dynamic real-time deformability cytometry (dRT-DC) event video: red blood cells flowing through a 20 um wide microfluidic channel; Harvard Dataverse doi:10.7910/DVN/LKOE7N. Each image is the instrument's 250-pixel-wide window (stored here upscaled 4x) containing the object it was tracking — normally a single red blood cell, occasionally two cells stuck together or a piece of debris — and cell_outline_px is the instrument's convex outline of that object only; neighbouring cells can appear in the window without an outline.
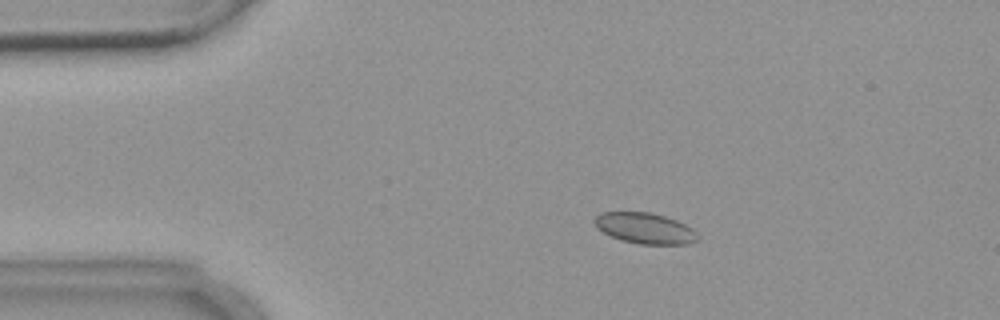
{"species": "common noctule bat (a hibernating species)", "species_latin": "Nyctalus noctula", "temperature_condition": "warm", "stored_images_in_passage": 7, "camera_frame_rate_fps": 3000, "um_per_image_px": 0.085, "animal": {"sex": "female", "body_mass_g": 18.4}, "frame": {"image": 1, "passage_image": 4, "time_ms": 3.333, "image_size_px": [1000, 320], "cell_outline_px": [[696, 240], [688, 244], [640, 244], [620, 240], [596, 228], [592, 220], [600, 212], [648, 212], [664, 216], [676, 220], [692, 228], [696, 232]], "centroid_in_image_um": [54.77, 19.39], "position_along_channel_um": 30.2, "area_um2": 18.44}}